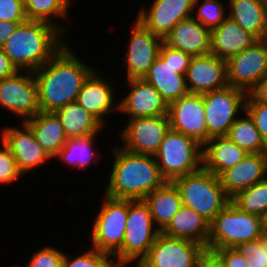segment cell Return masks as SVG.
<instances>
[{"instance_id": "obj_4", "label": "cell", "mask_w": 267, "mask_h": 267, "mask_svg": "<svg viewBox=\"0 0 267 267\" xmlns=\"http://www.w3.org/2000/svg\"><path fill=\"white\" fill-rule=\"evenodd\" d=\"M172 182L179 190L183 206L194 209L209 223L231 202L219 177L203 167Z\"/></svg>"}, {"instance_id": "obj_14", "label": "cell", "mask_w": 267, "mask_h": 267, "mask_svg": "<svg viewBox=\"0 0 267 267\" xmlns=\"http://www.w3.org/2000/svg\"><path fill=\"white\" fill-rule=\"evenodd\" d=\"M3 125L0 128V138L8 146L14 156L19 172L25 177L34 170L54 161L46 150L36 141L31 129L24 123ZM17 125V126H16ZM30 173V174H29Z\"/></svg>"}, {"instance_id": "obj_11", "label": "cell", "mask_w": 267, "mask_h": 267, "mask_svg": "<svg viewBox=\"0 0 267 267\" xmlns=\"http://www.w3.org/2000/svg\"><path fill=\"white\" fill-rule=\"evenodd\" d=\"M117 131L118 143L122 148L135 154L154 156L166 133L170 130L168 115L126 119Z\"/></svg>"}, {"instance_id": "obj_25", "label": "cell", "mask_w": 267, "mask_h": 267, "mask_svg": "<svg viewBox=\"0 0 267 267\" xmlns=\"http://www.w3.org/2000/svg\"><path fill=\"white\" fill-rule=\"evenodd\" d=\"M98 137L99 135H94L86 138L68 139L64 147L53 158L54 162L63 163L61 165L69 167L71 171L72 169L74 171L79 170L77 173L89 169L90 165H99L98 163L102 161L104 155L97 146L100 144L98 143Z\"/></svg>"}, {"instance_id": "obj_5", "label": "cell", "mask_w": 267, "mask_h": 267, "mask_svg": "<svg viewBox=\"0 0 267 267\" xmlns=\"http://www.w3.org/2000/svg\"><path fill=\"white\" fill-rule=\"evenodd\" d=\"M263 235L261 217L245 213L230 202L209 223L207 251L235 248L241 243L261 239Z\"/></svg>"}, {"instance_id": "obj_7", "label": "cell", "mask_w": 267, "mask_h": 267, "mask_svg": "<svg viewBox=\"0 0 267 267\" xmlns=\"http://www.w3.org/2000/svg\"><path fill=\"white\" fill-rule=\"evenodd\" d=\"M154 157L161 176L172 182L203 167V146L193 138L170 129Z\"/></svg>"}, {"instance_id": "obj_22", "label": "cell", "mask_w": 267, "mask_h": 267, "mask_svg": "<svg viewBox=\"0 0 267 267\" xmlns=\"http://www.w3.org/2000/svg\"><path fill=\"white\" fill-rule=\"evenodd\" d=\"M211 30L193 16L177 23L164 37L163 42L192 57L210 54Z\"/></svg>"}, {"instance_id": "obj_40", "label": "cell", "mask_w": 267, "mask_h": 267, "mask_svg": "<svg viewBox=\"0 0 267 267\" xmlns=\"http://www.w3.org/2000/svg\"><path fill=\"white\" fill-rule=\"evenodd\" d=\"M245 110L254 120L257 130L267 145V104L258 102L249 93L245 102Z\"/></svg>"}, {"instance_id": "obj_8", "label": "cell", "mask_w": 267, "mask_h": 267, "mask_svg": "<svg viewBox=\"0 0 267 267\" xmlns=\"http://www.w3.org/2000/svg\"><path fill=\"white\" fill-rule=\"evenodd\" d=\"M160 232L144 201L128 200V216L123 245L113 255L114 261L141 262Z\"/></svg>"}, {"instance_id": "obj_16", "label": "cell", "mask_w": 267, "mask_h": 267, "mask_svg": "<svg viewBox=\"0 0 267 267\" xmlns=\"http://www.w3.org/2000/svg\"><path fill=\"white\" fill-rule=\"evenodd\" d=\"M205 251L206 248L196 242L160 232L140 263L142 267H197Z\"/></svg>"}, {"instance_id": "obj_3", "label": "cell", "mask_w": 267, "mask_h": 267, "mask_svg": "<svg viewBox=\"0 0 267 267\" xmlns=\"http://www.w3.org/2000/svg\"><path fill=\"white\" fill-rule=\"evenodd\" d=\"M56 26L37 20L20 23L2 49L18 71L34 72L68 41Z\"/></svg>"}, {"instance_id": "obj_27", "label": "cell", "mask_w": 267, "mask_h": 267, "mask_svg": "<svg viewBox=\"0 0 267 267\" xmlns=\"http://www.w3.org/2000/svg\"><path fill=\"white\" fill-rule=\"evenodd\" d=\"M248 154L227 136L213 137L203 146V168L219 176Z\"/></svg>"}, {"instance_id": "obj_48", "label": "cell", "mask_w": 267, "mask_h": 267, "mask_svg": "<svg viewBox=\"0 0 267 267\" xmlns=\"http://www.w3.org/2000/svg\"><path fill=\"white\" fill-rule=\"evenodd\" d=\"M109 267H142L140 262H116L114 261Z\"/></svg>"}, {"instance_id": "obj_38", "label": "cell", "mask_w": 267, "mask_h": 267, "mask_svg": "<svg viewBox=\"0 0 267 267\" xmlns=\"http://www.w3.org/2000/svg\"><path fill=\"white\" fill-rule=\"evenodd\" d=\"M235 249L246 258L248 267H267V234L261 239L241 243Z\"/></svg>"}, {"instance_id": "obj_44", "label": "cell", "mask_w": 267, "mask_h": 267, "mask_svg": "<svg viewBox=\"0 0 267 267\" xmlns=\"http://www.w3.org/2000/svg\"><path fill=\"white\" fill-rule=\"evenodd\" d=\"M18 72L10 58L0 48V80L14 76Z\"/></svg>"}, {"instance_id": "obj_39", "label": "cell", "mask_w": 267, "mask_h": 267, "mask_svg": "<svg viewBox=\"0 0 267 267\" xmlns=\"http://www.w3.org/2000/svg\"><path fill=\"white\" fill-rule=\"evenodd\" d=\"M23 175L19 172L14 156L0 138V186L17 183Z\"/></svg>"}, {"instance_id": "obj_26", "label": "cell", "mask_w": 267, "mask_h": 267, "mask_svg": "<svg viewBox=\"0 0 267 267\" xmlns=\"http://www.w3.org/2000/svg\"><path fill=\"white\" fill-rule=\"evenodd\" d=\"M143 79L160 93L167 105L189 93L185 75L176 73V69L160 56Z\"/></svg>"}, {"instance_id": "obj_36", "label": "cell", "mask_w": 267, "mask_h": 267, "mask_svg": "<svg viewBox=\"0 0 267 267\" xmlns=\"http://www.w3.org/2000/svg\"><path fill=\"white\" fill-rule=\"evenodd\" d=\"M84 246H87L86 249H80L79 254L65 252L62 267H109L114 262L111 254L97 251L86 244Z\"/></svg>"}, {"instance_id": "obj_1", "label": "cell", "mask_w": 267, "mask_h": 267, "mask_svg": "<svg viewBox=\"0 0 267 267\" xmlns=\"http://www.w3.org/2000/svg\"><path fill=\"white\" fill-rule=\"evenodd\" d=\"M70 45L71 42L67 41L50 60L33 72L40 111L56 112L75 102L83 83L97 68V65L78 57Z\"/></svg>"}, {"instance_id": "obj_33", "label": "cell", "mask_w": 267, "mask_h": 267, "mask_svg": "<svg viewBox=\"0 0 267 267\" xmlns=\"http://www.w3.org/2000/svg\"><path fill=\"white\" fill-rule=\"evenodd\" d=\"M226 136L247 154L267 153V145L246 110L232 124Z\"/></svg>"}, {"instance_id": "obj_45", "label": "cell", "mask_w": 267, "mask_h": 267, "mask_svg": "<svg viewBox=\"0 0 267 267\" xmlns=\"http://www.w3.org/2000/svg\"><path fill=\"white\" fill-rule=\"evenodd\" d=\"M20 23L23 22L0 21V48L3 47L5 41L15 32Z\"/></svg>"}, {"instance_id": "obj_35", "label": "cell", "mask_w": 267, "mask_h": 267, "mask_svg": "<svg viewBox=\"0 0 267 267\" xmlns=\"http://www.w3.org/2000/svg\"><path fill=\"white\" fill-rule=\"evenodd\" d=\"M192 16L203 26L212 30L228 17L227 1L194 0Z\"/></svg>"}, {"instance_id": "obj_12", "label": "cell", "mask_w": 267, "mask_h": 267, "mask_svg": "<svg viewBox=\"0 0 267 267\" xmlns=\"http://www.w3.org/2000/svg\"><path fill=\"white\" fill-rule=\"evenodd\" d=\"M0 108L19 122L34 117L40 111L33 72L18 71L14 76L0 80Z\"/></svg>"}, {"instance_id": "obj_21", "label": "cell", "mask_w": 267, "mask_h": 267, "mask_svg": "<svg viewBox=\"0 0 267 267\" xmlns=\"http://www.w3.org/2000/svg\"><path fill=\"white\" fill-rule=\"evenodd\" d=\"M218 177L225 193L232 199L239 192L267 178V153L248 154Z\"/></svg>"}, {"instance_id": "obj_24", "label": "cell", "mask_w": 267, "mask_h": 267, "mask_svg": "<svg viewBox=\"0 0 267 267\" xmlns=\"http://www.w3.org/2000/svg\"><path fill=\"white\" fill-rule=\"evenodd\" d=\"M228 17L258 40L267 39V0H227Z\"/></svg>"}, {"instance_id": "obj_17", "label": "cell", "mask_w": 267, "mask_h": 267, "mask_svg": "<svg viewBox=\"0 0 267 267\" xmlns=\"http://www.w3.org/2000/svg\"><path fill=\"white\" fill-rule=\"evenodd\" d=\"M126 81V82H125ZM119 95V115L127 119L168 114V105L160 93L144 79H126Z\"/></svg>"}, {"instance_id": "obj_15", "label": "cell", "mask_w": 267, "mask_h": 267, "mask_svg": "<svg viewBox=\"0 0 267 267\" xmlns=\"http://www.w3.org/2000/svg\"><path fill=\"white\" fill-rule=\"evenodd\" d=\"M226 62L228 85L249 94L267 77V39L256 41Z\"/></svg>"}, {"instance_id": "obj_2", "label": "cell", "mask_w": 267, "mask_h": 267, "mask_svg": "<svg viewBox=\"0 0 267 267\" xmlns=\"http://www.w3.org/2000/svg\"><path fill=\"white\" fill-rule=\"evenodd\" d=\"M110 150L112 160L102 194L114 199L143 200L166 182L154 156L129 152L118 143Z\"/></svg>"}, {"instance_id": "obj_23", "label": "cell", "mask_w": 267, "mask_h": 267, "mask_svg": "<svg viewBox=\"0 0 267 267\" xmlns=\"http://www.w3.org/2000/svg\"><path fill=\"white\" fill-rule=\"evenodd\" d=\"M256 41L258 39L255 36L227 17L218 27L211 30L210 54L227 61Z\"/></svg>"}, {"instance_id": "obj_46", "label": "cell", "mask_w": 267, "mask_h": 267, "mask_svg": "<svg viewBox=\"0 0 267 267\" xmlns=\"http://www.w3.org/2000/svg\"><path fill=\"white\" fill-rule=\"evenodd\" d=\"M197 267H225L223 262L210 251H205V253L200 257Z\"/></svg>"}, {"instance_id": "obj_28", "label": "cell", "mask_w": 267, "mask_h": 267, "mask_svg": "<svg viewBox=\"0 0 267 267\" xmlns=\"http://www.w3.org/2000/svg\"><path fill=\"white\" fill-rule=\"evenodd\" d=\"M161 232L173 238L191 240L207 250L209 222L192 208L182 205Z\"/></svg>"}, {"instance_id": "obj_49", "label": "cell", "mask_w": 267, "mask_h": 267, "mask_svg": "<svg viewBox=\"0 0 267 267\" xmlns=\"http://www.w3.org/2000/svg\"><path fill=\"white\" fill-rule=\"evenodd\" d=\"M261 219H262L263 232L264 234H267V210L264 212Z\"/></svg>"}, {"instance_id": "obj_19", "label": "cell", "mask_w": 267, "mask_h": 267, "mask_svg": "<svg viewBox=\"0 0 267 267\" xmlns=\"http://www.w3.org/2000/svg\"><path fill=\"white\" fill-rule=\"evenodd\" d=\"M170 129L193 138L204 146L208 142L202 94L188 93L168 105Z\"/></svg>"}, {"instance_id": "obj_34", "label": "cell", "mask_w": 267, "mask_h": 267, "mask_svg": "<svg viewBox=\"0 0 267 267\" xmlns=\"http://www.w3.org/2000/svg\"><path fill=\"white\" fill-rule=\"evenodd\" d=\"M231 202L245 213L262 217L267 210V178L239 192Z\"/></svg>"}, {"instance_id": "obj_6", "label": "cell", "mask_w": 267, "mask_h": 267, "mask_svg": "<svg viewBox=\"0 0 267 267\" xmlns=\"http://www.w3.org/2000/svg\"><path fill=\"white\" fill-rule=\"evenodd\" d=\"M92 217L88 240L90 247L112 256L122 247L128 216V200L110 198L104 194ZM102 202V203H101ZM88 242V243H87Z\"/></svg>"}, {"instance_id": "obj_41", "label": "cell", "mask_w": 267, "mask_h": 267, "mask_svg": "<svg viewBox=\"0 0 267 267\" xmlns=\"http://www.w3.org/2000/svg\"><path fill=\"white\" fill-rule=\"evenodd\" d=\"M159 56L164 60V62H168L174 69H176V73L184 75L186 74L192 59L190 54L172 48L166 45L164 42L161 46Z\"/></svg>"}, {"instance_id": "obj_37", "label": "cell", "mask_w": 267, "mask_h": 267, "mask_svg": "<svg viewBox=\"0 0 267 267\" xmlns=\"http://www.w3.org/2000/svg\"><path fill=\"white\" fill-rule=\"evenodd\" d=\"M38 250V251H37ZM33 254V255H32ZM32 254L27 263L23 266L25 267H62V261L65 255V250L58 249L54 244H46L41 246L40 249H36ZM22 266V267H23ZM13 267H21L15 263Z\"/></svg>"}, {"instance_id": "obj_43", "label": "cell", "mask_w": 267, "mask_h": 267, "mask_svg": "<svg viewBox=\"0 0 267 267\" xmlns=\"http://www.w3.org/2000/svg\"><path fill=\"white\" fill-rule=\"evenodd\" d=\"M213 253L223 262L225 267H248L246 258L235 248L216 249Z\"/></svg>"}, {"instance_id": "obj_13", "label": "cell", "mask_w": 267, "mask_h": 267, "mask_svg": "<svg viewBox=\"0 0 267 267\" xmlns=\"http://www.w3.org/2000/svg\"><path fill=\"white\" fill-rule=\"evenodd\" d=\"M100 68H96L85 80L82 85L76 102L82 106L87 112L96 117L106 128H109L110 117L119 113V92L112 79H108L106 73ZM115 88V89H114ZM118 93V94H117ZM118 95V96H117ZM114 114V115H113ZM109 118V120H108Z\"/></svg>"}, {"instance_id": "obj_42", "label": "cell", "mask_w": 267, "mask_h": 267, "mask_svg": "<svg viewBox=\"0 0 267 267\" xmlns=\"http://www.w3.org/2000/svg\"><path fill=\"white\" fill-rule=\"evenodd\" d=\"M28 20L22 0H0V21L25 22Z\"/></svg>"}, {"instance_id": "obj_18", "label": "cell", "mask_w": 267, "mask_h": 267, "mask_svg": "<svg viewBox=\"0 0 267 267\" xmlns=\"http://www.w3.org/2000/svg\"><path fill=\"white\" fill-rule=\"evenodd\" d=\"M142 3L136 19L153 34L164 37L181 20L192 17L194 0H151Z\"/></svg>"}, {"instance_id": "obj_10", "label": "cell", "mask_w": 267, "mask_h": 267, "mask_svg": "<svg viewBox=\"0 0 267 267\" xmlns=\"http://www.w3.org/2000/svg\"><path fill=\"white\" fill-rule=\"evenodd\" d=\"M247 93L232 86L202 94L208 140L226 136L229 128L245 111Z\"/></svg>"}, {"instance_id": "obj_31", "label": "cell", "mask_w": 267, "mask_h": 267, "mask_svg": "<svg viewBox=\"0 0 267 267\" xmlns=\"http://www.w3.org/2000/svg\"><path fill=\"white\" fill-rule=\"evenodd\" d=\"M152 215L155 226L162 231L182 207V200L176 185L166 181L144 199Z\"/></svg>"}, {"instance_id": "obj_47", "label": "cell", "mask_w": 267, "mask_h": 267, "mask_svg": "<svg viewBox=\"0 0 267 267\" xmlns=\"http://www.w3.org/2000/svg\"><path fill=\"white\" fill-rule=\"evenodd\" d=\"M250 94L260 103L267 104V77L260 82Z\"/></svg>"}, {"instance_id": "obj_9", "label": "cell", "mask_w": 267, "mask_h": 267, "mask_svg": "<svg viewBox=\"0 0 267 267\" xmlns=\"http://www.w3.org/2000/svg\"><path fill=\"white\" fill-rule=\"evenodd\" d=\"M135 19V20H134ZM130 24L127 40V50L122 53L119 63L123 67L124 80L143 79L155 59L159 56L163 38L153 34L135 17ZM122 63V64H121ZM125 69V70H124Z\"/></svg>"}, {"instance_id": "obj_20", "label": "cell", "mask_w": 267, "mask_h": 267, "mask_svg": "<svg viewBox=\"0 0 267 267\" xmlns=\"http://www.w3.org/2000/svg\"><path fill=\"white\" fill-rule=\"evenodd\" d=\"M185 79L189 93L204 94L225 88L227 62L212 54L192 57Z\"/></svg>"}, {"instance_id": "obj_29", "label": "cell", "mask_w": 267, "mask_h": 267, "mask_svg": "<svg viewBox=\"0 0 267 267\" xmlns=\"http://www.w3.org/2000/svg\"><path fill=\"white\" fill-rule=\"evenodd\" d=\"M33 132L36 141L54 158L68 140L61 120L55 112L39 111L24 121Z\"/></svg>"}, {"instance_id": "obj_30", "label": "cell", "mask_w": 267, "mask_h": 267, "mask_svg": "<svg viewBox=\"0 0 267 267\" xmlns=\"http://www.w3.org/2000/svg\"><path fill=\"white\" fill-rule=\"evenodd\" d=\"M60 118L68 139L86 138L94 135L103 136L107 129L96 117L87 112L76 101L55 112Z\"/></svg>"}, {"instance_id": "obj_32", "label": "cell", "mask_w": 267, "mask_h": 267, "mask_svg": "<svg viewBox=\"0 0 267 267\" xmlns=\"http://www.w3.org/2000/svg\"><path fill=\"white\" fill-rule=\"evenodd\" d=\"M73 2V0H26L24 4L28 20L48 22L56 26L67 36L70 27H68L69 24L64 21L66 20L68 23L70 22V24H72L69 17L71 15L70 11L72 9L71 7L77 4Z\"/></svg>"}]
</instances>
